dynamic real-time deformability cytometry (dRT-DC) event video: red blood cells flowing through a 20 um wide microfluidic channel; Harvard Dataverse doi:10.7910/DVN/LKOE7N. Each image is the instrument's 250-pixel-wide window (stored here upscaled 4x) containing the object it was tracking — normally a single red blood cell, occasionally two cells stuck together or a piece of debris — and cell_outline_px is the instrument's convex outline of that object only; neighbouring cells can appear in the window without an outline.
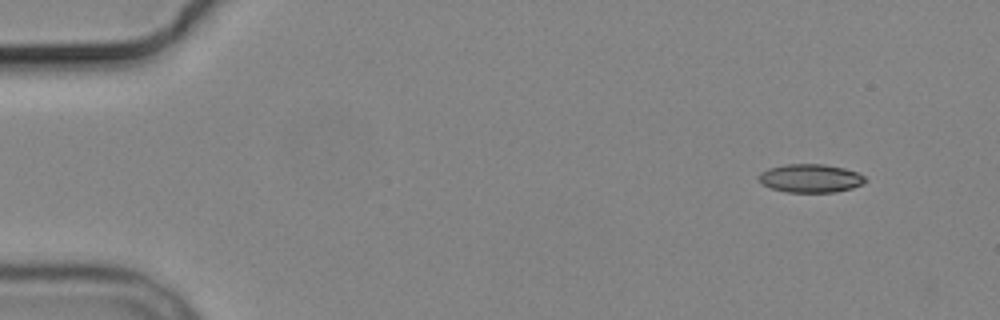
{"species": "common noctule bat (a hibernating species)", "species_latin": "Nyctalus noctula", "temperature_condition": "cold", "stored_images_in_passage": 5, "camera_frame_rate_fps": 3000, "um_per_image_px": 0.085, "animal": {"sex": "male", "body_mass_g": 19.2, "forearm_length_mm": 51.8}, "frame": {"image": 1, "passage_image": 1, "time_ms": 0.0, "image_size_px": [1000, 320], "cell_outline_px": [[868, 180], [864, 184], [852, 188], [836, 192], [788, 192], [772, 188], [764, 184], [756, 176], [760, 172], [768, 168], [788, 164], [824, 164], [844, 168], [856, 172], [864, 176]], "centroid_in_image_um": [68.91, 15.15], "position_along_channel_um": 16.1, "area_um2": 17.63}}
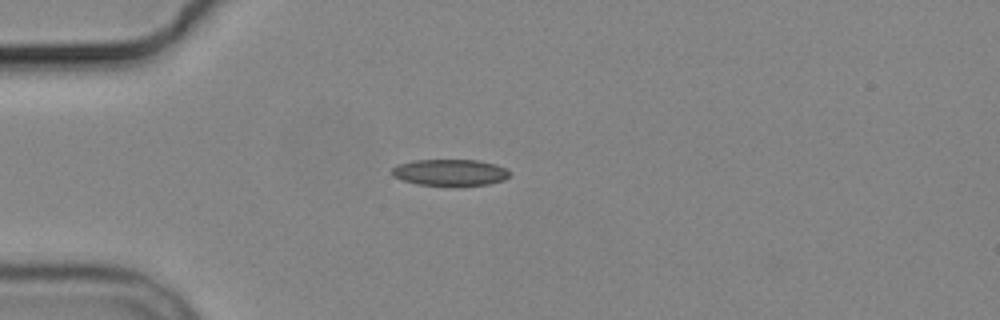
{"frame": {"image": 2, "passage_image": 4, "time_ms": 3.333, "image_size_px": [1000, 320], "cell_outline_px": [[512, 172], [504, 180], [488, 184], [456, 188], [416, 184], [392, 176], [392, 168], [396, 164], [412, 160], [476, 160], [496, 164], [508, 168]], "centroid_in_image_um": [38.28, 14.69], "position_along_channel_um": 46.7, "area_um2": 18.96}}
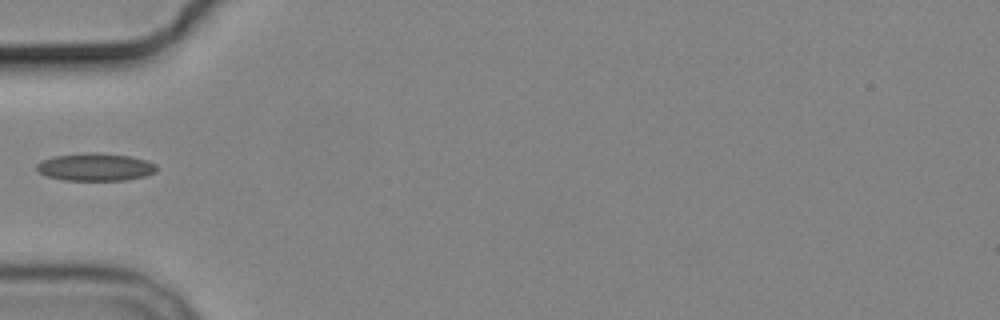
{"frame": {"image": 3, "passage_image": 5, "time_ms": 4.667, "image_size_px": [1000, 320], "cell_outline_px": [[156, 172], [144, 176], [124, 180], [64, 180], [44, 176], [36, 168], [36, 164], [52, 156], [128, 156], [144, 160], [156, 164]], "centroid_in_image_um": [8.09, 14.27], "position_along_channel_um": 76.9, "area_um2": 18.03}}